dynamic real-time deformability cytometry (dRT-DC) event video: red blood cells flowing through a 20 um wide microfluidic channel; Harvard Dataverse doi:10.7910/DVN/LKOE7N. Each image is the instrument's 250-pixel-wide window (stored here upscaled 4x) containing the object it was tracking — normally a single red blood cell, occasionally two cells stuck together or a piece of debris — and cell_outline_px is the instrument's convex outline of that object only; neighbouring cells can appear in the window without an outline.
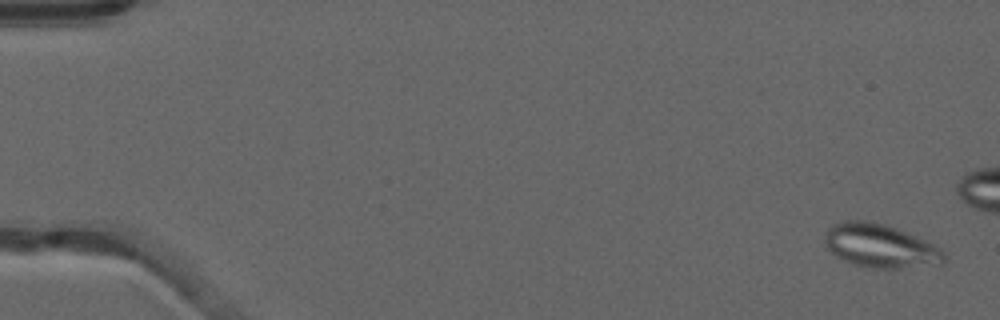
{"species": "common noctule bat (a hibernating species)", "species_latin": "Nyctalus noctula", "temperature_condition": "warm", "stored_images_in_passage": 44, "camera_frame_rate_fps": 3000, "um_per_image_px": 0.085, "animal": {"sex": "male", "forearm_length_mm": 52.5}, "frame": {"image": 1, "passage_image": 2, "time_ms": 0.333, "image_size_px": [1000, 320], "cell_outline_px": [[944, 264], [896, 268], [872, 268], [856, 264], [844, 260], [836, 256], [828, 248], [824, 240], [824, 232], [832, 224], [844, 220], [864, 220], [884, 224], [896, 228], [916, 236], [940, 248], [944, 252]], "centroid_in_image_um": [74.79, 20.89], "position_along_channel_um": 10.2, "area_um2": 30.11}}
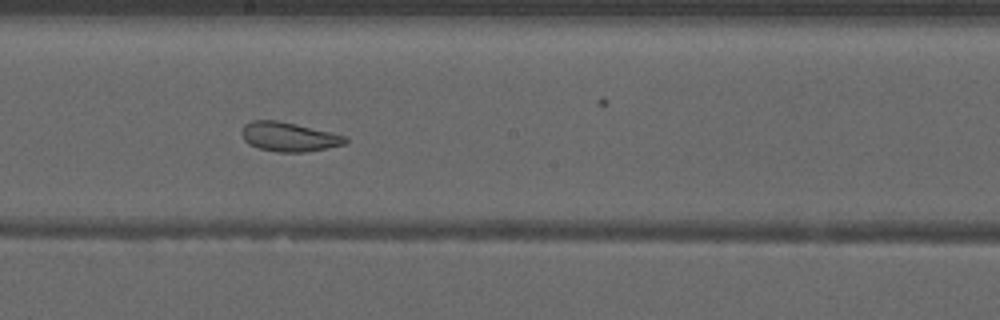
{"frame": {"image": 2, "passage_image": 30, "time_ms": 9.667, "image_size_px": [1000, 320], "cell_outline_px": [[348, 140], [344, 144], [304, 152], [276, 152], [260, 148], [248, 144], [244, 140], [240, 132], [244, 124], [252, 120], [276, 120], [296, 124], [348, 136]], "centroid_in_image_um": [24.52, 11.62], "position_along_channel_um": 223.7, "area_um2": 17.63}}
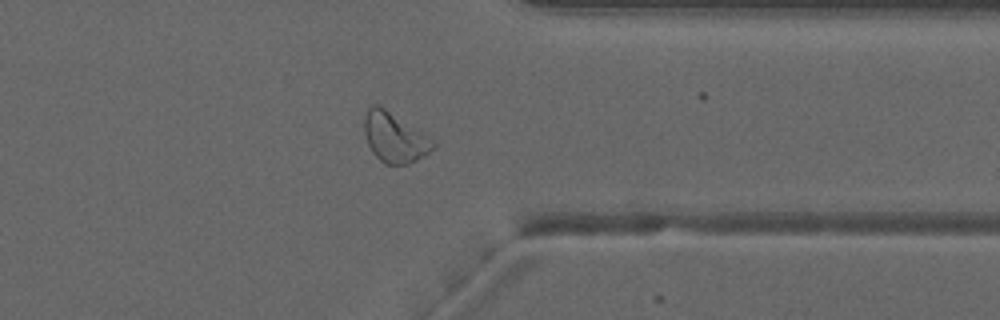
{"frame": {"image": 3, "passage_image": 42, "time_ms": 13.667, "image_size_px": [1000, 320], "cell_outline_px": [[436, 148], [424, 156], [408, 164], [384, 164], [372, 152], [368, 144], [364, 132], [364, 116], [368, 108], [372, 104], [380, 104], [436, 144]], "centroid_in_image_um": [33.48, 11.69], "position_along_channel_um": 377.9, "area_um2": 19.59}}